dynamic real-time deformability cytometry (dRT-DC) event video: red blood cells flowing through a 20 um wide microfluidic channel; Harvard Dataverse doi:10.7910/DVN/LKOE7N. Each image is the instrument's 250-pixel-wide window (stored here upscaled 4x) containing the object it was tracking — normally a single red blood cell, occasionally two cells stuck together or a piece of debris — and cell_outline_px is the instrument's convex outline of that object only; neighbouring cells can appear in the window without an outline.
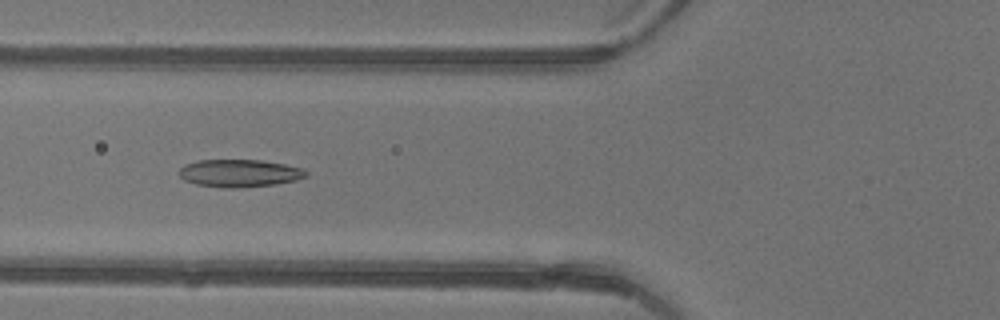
{"species": "common noctule bat (a hibernating species)", "species_latin": "Nyctalus noctula", "temperature_condition": "warm", "stored_images_in_passage": 40, "camera_frame_rate_fps": 3000, "um_per_image_px": 0.085, "animal": {"sex": "female"}, "frame": {"image": 1, "passage_image": 12, "time_ms": 3.667, "image_size_px": [1000, 320], "cell_outline_px": [[308, 176], [296, 180], [276, 184], [236, 188], [224, 188], [196, 184], [184, 180], [180, 176], [180, 168], [184, 164], [200, 160], [260, 160], [284, 164], [304, 168], [308, 172]], "centroid_in_image_um": [20.38, 14.72], "position_along_channel_um": 105.4, "area_um2": 20.46}}
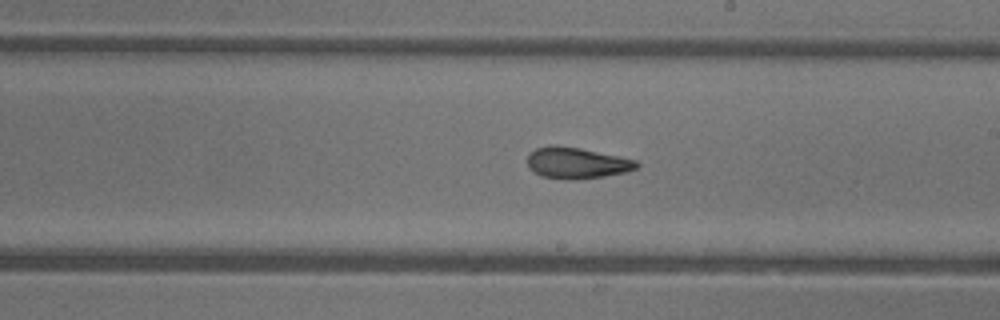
{"frame": {"image": 2, "passage_image": 21, "time_ms": 6.667, "image_size_px": [1000, 320], "cell_outline_px": [[640, 164], [636, 168], [624, 172], [604, 176], [572, 180], [568, 180], [540, 176], [528, 168], [528, 152], [536, 148], [552, 144], [556, 144], [580, 148], [620, 156], [636, 160]], "centroid_in_image_um": [48.98, 13.84], "position_along_channel_um": 240.0, "area_um2": 20.06}}
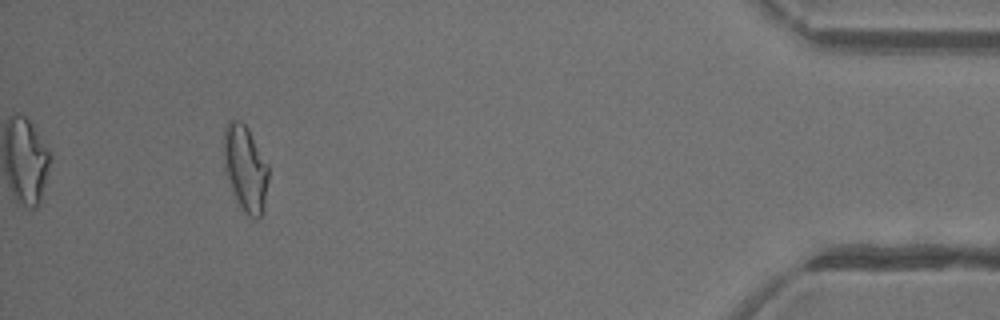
{"frame": {"image": 3, "passage_image": 37, "time_ms": 12.0, "image_size_px": [1000, 320], "cell_outline_px": [[268, 180], [264, 208], [260, 216], [248, 216], [244, 212], [232, 188], [224, 168], [224, 128], [228, 120], [240, 120], [248, 128], [268, 164]], "centroid_in_image_um": [20.86, 14.25], "position_along_channel_um": 414.3, "area_um2": 22.02}, "authors_computed_cell_mechanics": {"area_um2": 20.2878, "velocity_mm_per_s": 4.4781, "shape_relaxation_time_tau1_ms": 6.2691, "shape_relaxation_time_tau2_ms": 2.0531, "deformation_change_tau1": 0.1709, "deformation_change_tau2": 0.09}}